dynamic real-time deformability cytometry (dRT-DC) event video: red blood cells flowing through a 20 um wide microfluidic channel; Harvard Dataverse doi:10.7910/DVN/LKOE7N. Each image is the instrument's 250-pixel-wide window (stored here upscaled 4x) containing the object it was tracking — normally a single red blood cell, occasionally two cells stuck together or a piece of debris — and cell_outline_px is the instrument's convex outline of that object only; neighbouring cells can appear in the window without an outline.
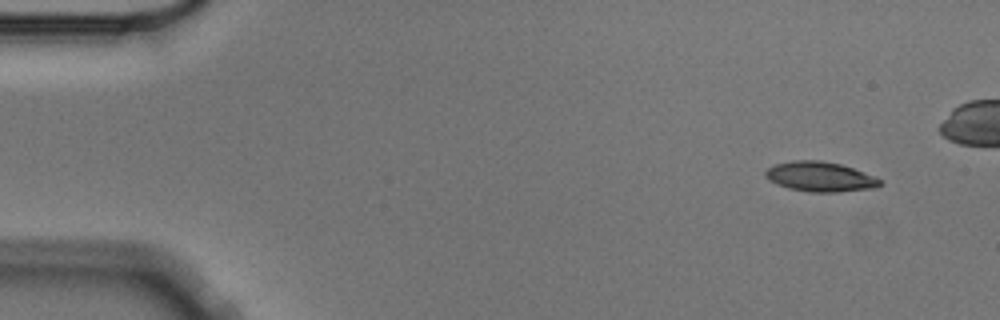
{"species": "Egyptian fruit bat (a non-hibernating species)", "species_latin": "Rousettus aegyptiacus", "temperature_condition": "cold", "stored_images_in_passage": 5, "camera_frame_rate_fps": 3000, "um_per_image_px": 0.085, "animal": {"sex": "male"}, "frame": {"image": 1, "passage_image": 1, "time_ms": 0.0, "image_size_px": [1000, 320], "cell_outline_px": [[880, 184], [876, 188], [836, 192], [808, 192], [788, 188], [776, 184], [768, 180], [764, 176], [764, 172], [768, 168], [776, 164], [792, 160], [820, 160], [840, 164], [852, 168], [872, 176], [880, 180]], "centroid_in_image_um": [69.64, 15.02], "position_along_channel_um": 15.4, "area_um2": 19.83}}